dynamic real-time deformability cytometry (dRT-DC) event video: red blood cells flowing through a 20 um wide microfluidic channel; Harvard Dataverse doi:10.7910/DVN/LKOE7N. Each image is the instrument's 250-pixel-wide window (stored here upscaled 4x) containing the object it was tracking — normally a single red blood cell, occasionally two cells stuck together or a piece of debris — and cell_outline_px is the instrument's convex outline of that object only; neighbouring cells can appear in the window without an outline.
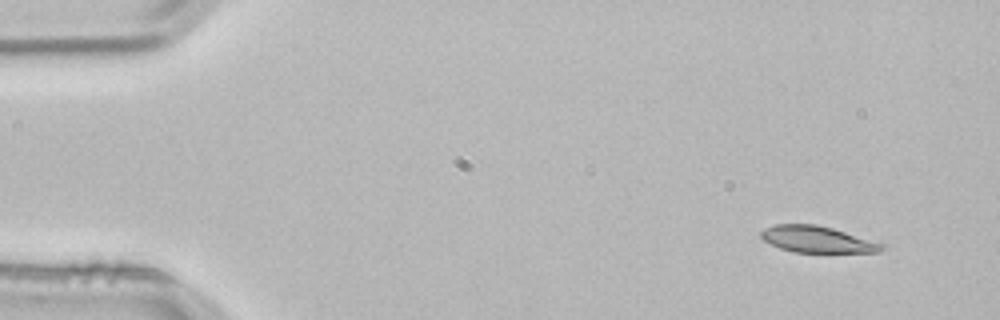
{"species": "common noctule bat (a hibernating species)", "species_latin": "Nyctalus noctula", "temperature_condition": "room temperature", "stored_images_in_passage": 5, "segment_of_instrument_passage": [2, 2], "camera_frame_rate_fps": 3000, "um_per_image_px": 0.085, "animal": {"sex": "male", "body_mass_g": 21.5, "forearm_length_mm": 52.0}, "frame": {"image": 1, "passage_image": 5, "time_ms": 1.333, "image_size_px": [1000, 320], "cell_outline_px": [[884, 248], [880, 252], [792, 252], [780, 248], [764, 240], [760, 236], [760, 232], [764, 228], [776, 224], [816, 224], [832, 228], [884, 244]], "centroid_in_image_um": [69.43, 20.34], "position_along_channel_um": 15.6, "area_um2": 18.44}}